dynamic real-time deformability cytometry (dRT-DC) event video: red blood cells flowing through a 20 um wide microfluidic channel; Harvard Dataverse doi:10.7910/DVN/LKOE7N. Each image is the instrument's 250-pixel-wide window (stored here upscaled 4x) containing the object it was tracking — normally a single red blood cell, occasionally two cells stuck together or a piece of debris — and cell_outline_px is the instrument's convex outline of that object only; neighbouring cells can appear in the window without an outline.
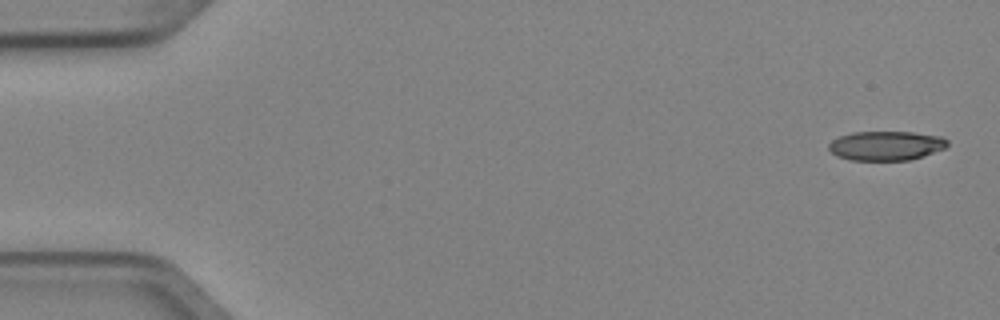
{"species": "Egyptian fruit bat (a non-hibernating species)", "species_latin": "Rousettus aegyptiacus", "temperature_condition": "cold", "stored_images_in_passage": 6, "camera_frame_rate_fps": 3000, "um_per_image_px": 0.085, "animal": {"sex": "female"}, "frame": {"image": 1, "passage_image": 1, "time_ms": 0.0, "image_size_px": [1000, 320], "cell_outline_px": [[948, 144], [944, 148], [924, 156], [908, 160], [848, 160], [836, 156], [828, 148], [828, 144], [832, 140], [840, 136], [852, 132], [912, 132], [940, 136], [948, 140]], "centroid_in_image_um": [75.29, 12.38], "position_along_channel_um": 9.7, "area_um2": 20.29}}
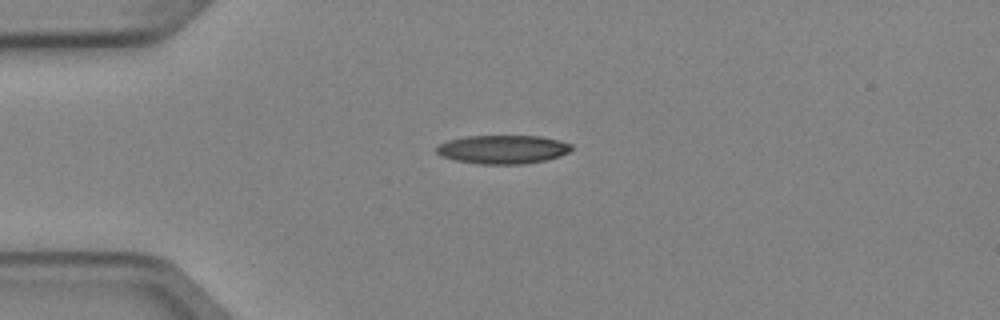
{"frame": {"image": 2, "passage_image": 4, "time_ms": 1.0, "image_size_px": [1000, 320], "cell_outline_px": [[572, 148], [568, 152], [560, 156], [548, 160], [520, 164], [480, 164], [456, 160], [440, 156], [436, 152], [436, 148], [440, 144], [448, 140], [468, 136], [540, 136], [560, 140], [572, 144]], "centroid_in_image_um": [42.76, 12.7], "position_along_channel_um": 42.2, "area_um2": 22.54}}
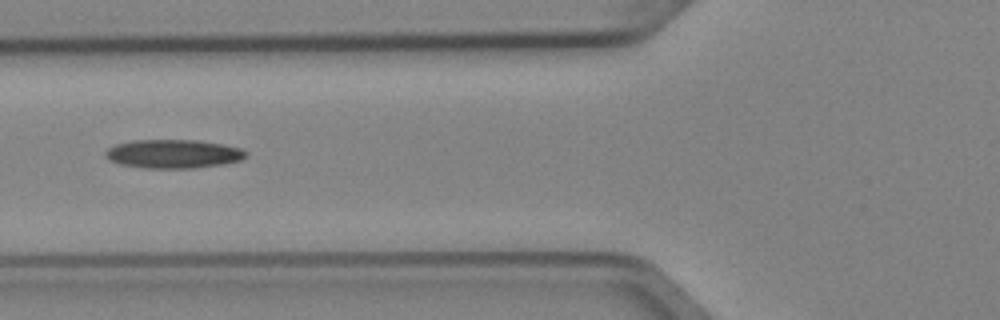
{"frame": {"image": 3, "passage_image": 6, "time_ms": 1.667, "image_size_px": [1000, 320], "cell_outline_px": [[248, 156], [240, 160], [224, 164], [196, 168], [144, 168], [120, 164], [108, 160], [104, 156], [104, 152], [108, 148], [116, 144], [132, 140], [200, 140], [240, 148], [248, 152]], "centroid_in_image_um": [14.72, 13.08], "position_along_channel_um": 111.1, "area_um2": 23.7}}